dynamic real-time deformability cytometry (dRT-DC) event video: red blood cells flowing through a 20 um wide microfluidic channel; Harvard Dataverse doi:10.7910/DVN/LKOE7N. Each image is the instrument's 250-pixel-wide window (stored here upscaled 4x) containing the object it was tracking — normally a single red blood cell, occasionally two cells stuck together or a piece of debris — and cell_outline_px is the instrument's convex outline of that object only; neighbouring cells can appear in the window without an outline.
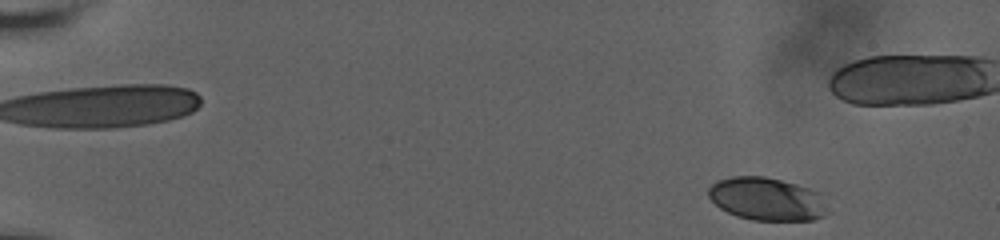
{"species": "human", "species_latin": "Homo sapiens", "temperature_condition": "room temperature", "stored_images_in_passage": 43, "camera_frame_rate_fps": 3000, "um_per_image_px": 0.085, "donor": {"sex": "male"}, "frame": {"image": 1, "passage_image": 1, "time_ms": 0.0, "image_size_px": [1000, 240], "cell_outline_px": [[828, 212], [824, 216], [812, 220], [752, 220], [736, 216], [720, 208], [708, 196], [708, 188], [716, 180], [732, 176], [764, 176], [796, 184], [820, 192]], "centroid_in_image_um": [65.17, 16.91], "position_along_channel_um": 19.8, "area_um2": 29.88}}
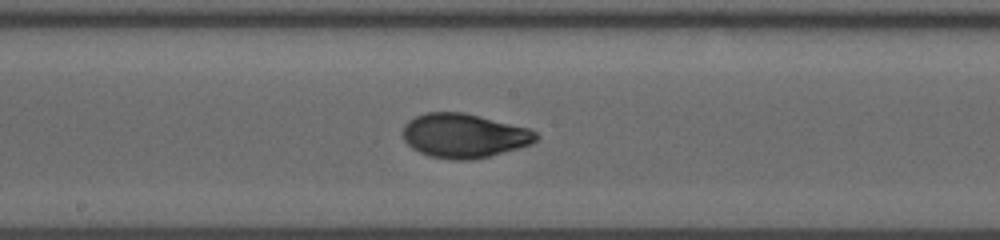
{"frame": {"image": 2, "passage_image": 24, "time_ms": 9.333, "image_size_px": [1000, 240], "cell_outline_px": [[540, 136], [532, 144], [488, 156], [472, 160], [452, 160], [428, 156], [412, 148], [404, 140], [404, 124], [408, 120], [416, 116], [428, 112], [464, 112], [528, 128], [536, 132]], "centroid_in_image_um": [39.44, 11.53], "position_along_channel_um": 208.8, "area_um2": 34.22}}
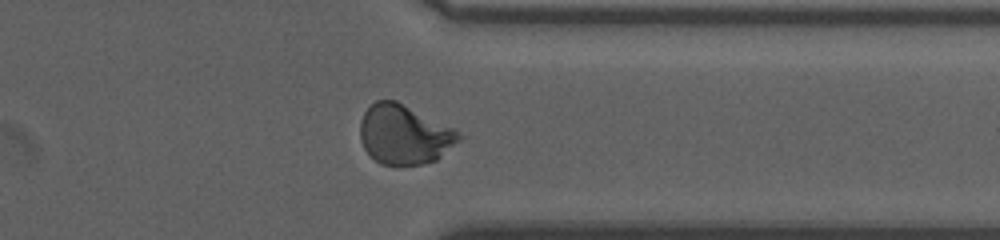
{"frame": {"image": 3, "passage_image": 37, "time_ms": 14.0, "image_size_px": [1000, 240], "cell_outline_px": [[464, 136], [460, 140], [436, 160], [424, 164], [396, 168], [380, 164], [364, 148], [360, 140], [360, 120], [364, 112], [376, 100], [396, 100], [460, 132]], "centroid_in_image_um": [34.34, 11.48], "position_along_channel_um": 377.1, "area_um2": 34.51}}